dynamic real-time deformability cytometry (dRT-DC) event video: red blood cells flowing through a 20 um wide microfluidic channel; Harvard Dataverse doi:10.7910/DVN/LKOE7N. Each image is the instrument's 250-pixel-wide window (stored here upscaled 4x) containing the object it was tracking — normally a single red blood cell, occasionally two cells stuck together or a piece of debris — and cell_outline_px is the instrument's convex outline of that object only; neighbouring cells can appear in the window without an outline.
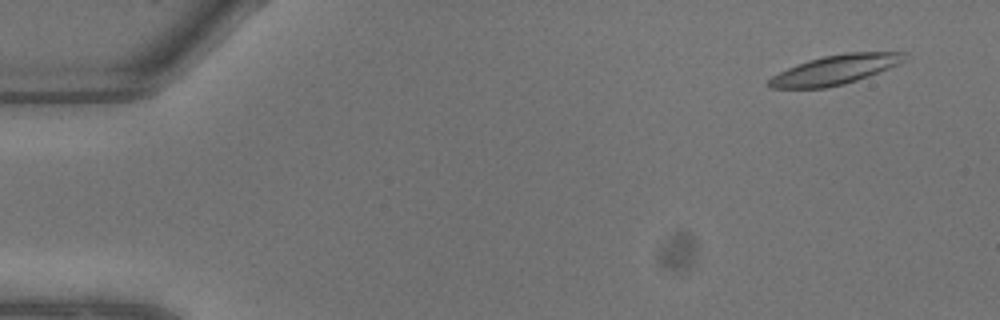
{"species": "common noctule bat (a hibernating species)", "species_latin": "Nyctalus noctula", "temperature_condition": "warm", "stored_images_in_passage": 3, "camera_frame_rate_fps": 3000, "um_per_image_px": 0.085, "animal": {"sex": "male", "body_mass_g": 13.3}, "frame": {"image": 1, "passage_image": 2, "time_ms": 0.333, "image_size_px": [1000, 320], "cell_outline_px": [[904, 60], [900, 64], [868, 76], [844, 84], [824, 88], [768, 88], [764, 84], [772, 76], [796, 64], [808, 60], [824, 56], [844, 52], [904, 52]], "centroid_in_image_um": [70.94, 5.93], "position_along_channel_um": 14.1, "area_um2": 23.18}}